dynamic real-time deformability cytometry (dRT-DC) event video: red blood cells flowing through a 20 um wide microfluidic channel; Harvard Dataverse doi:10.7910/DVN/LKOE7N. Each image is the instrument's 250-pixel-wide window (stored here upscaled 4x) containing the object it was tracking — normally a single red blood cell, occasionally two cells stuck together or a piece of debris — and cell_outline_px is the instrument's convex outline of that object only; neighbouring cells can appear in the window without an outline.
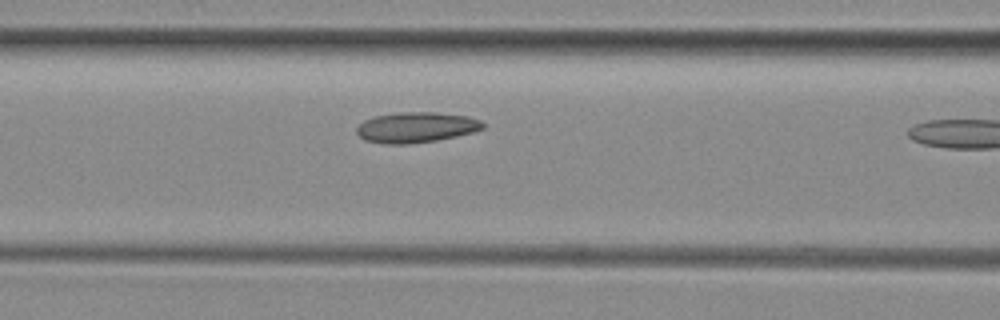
{"species": "common noctule bat (a hibernating species)", "species_latin": "Nyctalus noctula", "temperature_condition": "room temperature", "stored_images_in_passage": 10, "camera_frame_rate_fps": 3000, "um_per_image_px": 0.085, "animal": {"sex": "female", "body_mass_g": 29.2, "forearm_length_mm": 56.3}, "frame": {"image": 1, "passage_image": 9, "time_ms": 2.667, "image_size_px": [1000, 320], "cell_outline_px": [[484, 128], [472, 132], [456, 136], [436, 140], [408, 144], [384, 144], [364, 140], [356, 132], [356, 128], [364, 120], [376, 116], [396, 112], [436, 112], [468, 116], [480, 120], [484, 124]], "centroid_in_image_um": [35.36, 10.82], "position_along_channel_um": 131.2, "area_um2": 22.43}}